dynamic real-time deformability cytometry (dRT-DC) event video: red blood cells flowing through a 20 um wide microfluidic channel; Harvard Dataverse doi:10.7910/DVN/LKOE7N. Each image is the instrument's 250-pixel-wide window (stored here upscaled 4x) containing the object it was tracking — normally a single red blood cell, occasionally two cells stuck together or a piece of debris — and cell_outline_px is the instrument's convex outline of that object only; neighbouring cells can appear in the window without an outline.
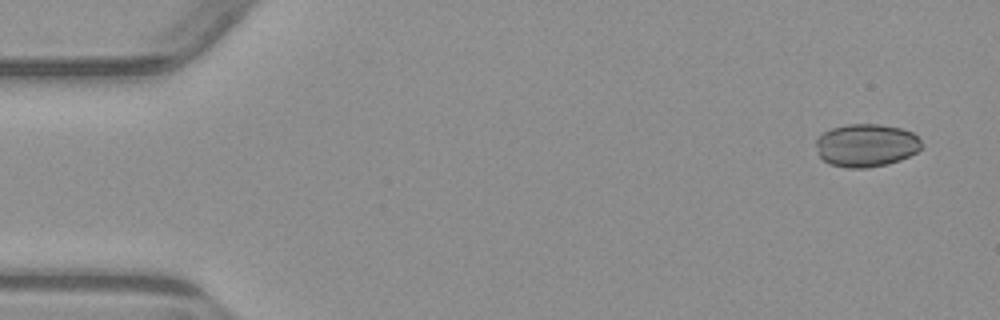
{"species": "common noctule bat (a hibernating species)", "species_latin": "Nyctalus noctula", "temperature_condition": "warm", "stored_images_in_passage": 5, "camera_frame_rate_fps": 3000, "um_per_image_px": 0.085, "animal": {"sex": "male", "body_mass_g": 23.1, "forearm_length_mm": 52.7}, "frame": {"image": 1, "passage_image": 1, "time_ms": 0.0, "image_size_px": [1000, 320], "cell_outline_px": [[924, 144], [916, 152], [900, 160], [888, 164], [868, 168], [848, 168], [828, 164], [820, 156], [816, 144], [816, 140], [824, 132], [832, 128], [844, 124], [880, 124], [900, 128], [912, 132]], "centroid_in_image_um": [73.63, 12.35], "position_along_channel_um": 11.4, "area_um2": 26.47}}
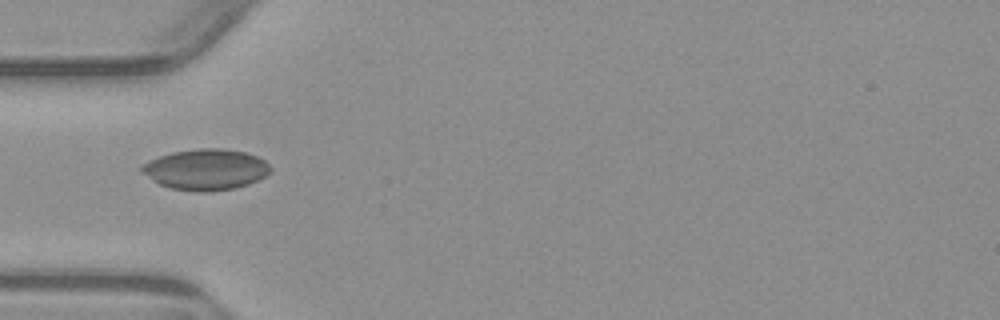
{"frame": {"image": 2, "passage_image": 5, "time_ms": 4.667, "image_size_px": [1000, 320], "cell_outline_px": [[272, 168], [264, 176], [248, 184], [232, 188], [208, 192], [200, 192], [172, 188], [160, 184], [152, 180], [140, 172], [140, 168], [148, 160], [172, 152], [200, 148], [220, 148], [244, 152], [256, 156], [264, 160]], "centroid_in_image_um": [17.46, 14.4], "position_along_channel_um": 67.5, "area_um2": 30.4}}